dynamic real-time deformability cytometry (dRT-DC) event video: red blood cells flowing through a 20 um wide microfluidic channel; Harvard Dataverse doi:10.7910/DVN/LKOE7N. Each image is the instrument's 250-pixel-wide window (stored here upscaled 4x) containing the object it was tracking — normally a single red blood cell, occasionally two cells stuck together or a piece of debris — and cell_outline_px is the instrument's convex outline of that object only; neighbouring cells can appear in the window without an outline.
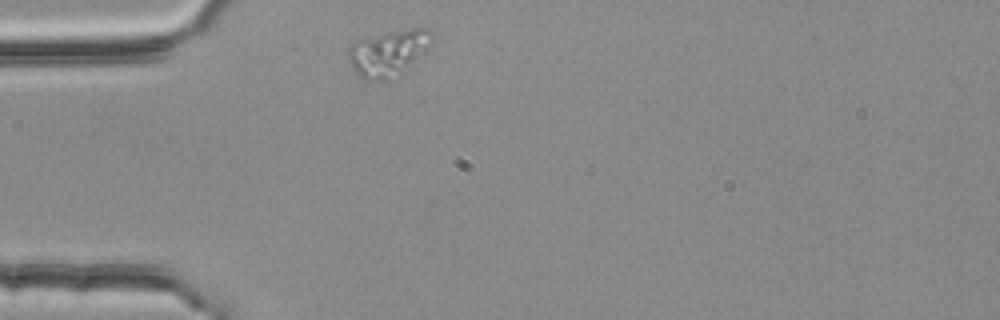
{"species": "common noctule bat (a hibernating species)", "species_latin": "Nyctalus noctula", "temperature_condition": "room temperature", "stored_images_in_passage": 44, "camera_frame_rate_fps": 3000, "um_per_image_px": 0.085, "animal": {"sex": "female", "body_mass_g": 25.1}, "frame": {"image": 1, "passage_image": 1, "time_ms": 0.0, "image_size_px": [1000, 320], "cell_outline_px": [[432, 44], [424, 52], [400, 72], [388, 80], [364, 80], [352, 68], [348, 60], [348, 48], [352, 44], [360, 40], [388, 32], [412, 28], [428, 28]], "centroid_in_image_um": [32.97, 4.5], "position_along_channel_um": 52.0, "area_um2": 21.73}}